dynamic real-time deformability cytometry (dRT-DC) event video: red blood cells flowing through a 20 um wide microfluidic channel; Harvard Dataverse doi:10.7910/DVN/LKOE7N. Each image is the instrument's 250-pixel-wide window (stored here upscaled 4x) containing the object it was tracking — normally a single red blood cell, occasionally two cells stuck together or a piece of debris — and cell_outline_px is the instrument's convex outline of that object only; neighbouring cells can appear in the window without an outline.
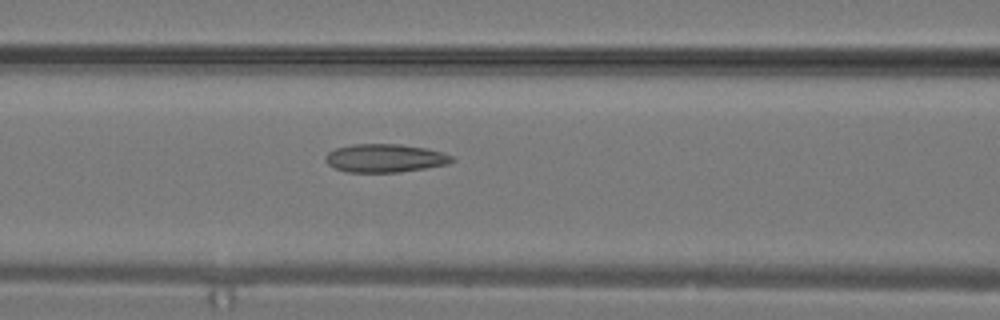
{"species": "common noctule bat (a hibernating species)", "species_latin": "Nyctalus noctula", "temperature_condition": "warm", "stored_images_in_passage": 15, "camera_frame_rate_fps": 3000, "um_per_image_px": 0.085, "animal": {"sex": "male", "body_mass_g": 19.2, "forearm_length_mm": 51.8}, "frame": {"image": 1, "passage_image": 13, "time_ms": 4.0, "image_size_px": [1000, 320], "cell_outline_px": [[456, 160], [448, 164], [400, 172], [348, 172], [336, 168], [328, 164], [324, 160], [324, 156], [328, 152], [336, 148], [352, 144], [400, 144], [428, 148], [456, 156]], "centroid_in_image_um": [32.76, 13.43], "position_along_channel_um": 133.8, "area_um2": 21.04}}
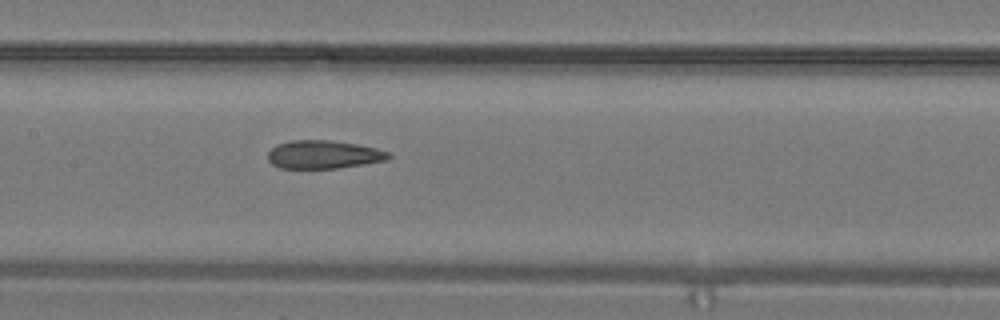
{"frame": {"image": 2, "passage_image": 15, "time_ms": 4.667, "image_size_px": [1000, 320], "cell_outline_px": [[392, 156], [388, 160], [364, 164], [336, 168], [280, 168], [272, 164], [268, 160], [268, 152], [276, 144], [292, 140], [332, 140], [356, 144], [376, 148], [388, 152]], "centroid_in_image_um": [27.5, 13.13], "position_along_channel_um": 179.9, "area_um2": 19.88}}